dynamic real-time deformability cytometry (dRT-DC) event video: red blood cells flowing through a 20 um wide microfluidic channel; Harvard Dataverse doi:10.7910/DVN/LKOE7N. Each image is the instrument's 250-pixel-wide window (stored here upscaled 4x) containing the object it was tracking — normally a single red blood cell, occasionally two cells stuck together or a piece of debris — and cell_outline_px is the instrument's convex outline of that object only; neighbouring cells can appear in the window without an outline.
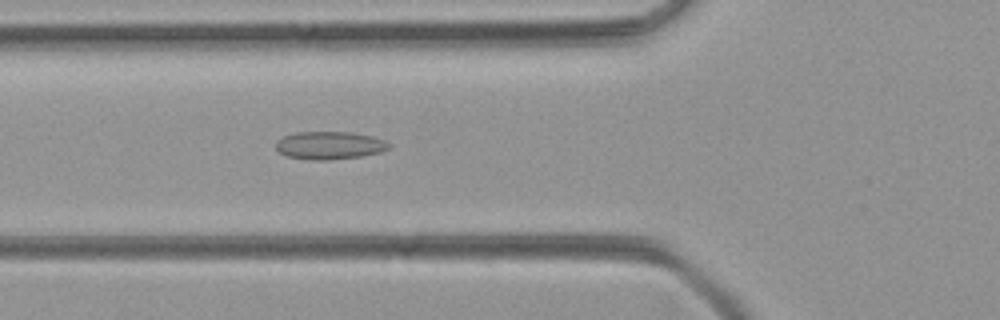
{"species": "common noctule bat (a hibernating species)", "species_latin": "Nyctalus noctula", "temperature_condition": "room temperature", "stored_images_in_passage": 45, "camera_frame_rate_fps": 3000, "um_per_image_px": 0.085, "animal": {"sex": "female", "body_mass_g": 21.9}, "frame": {"image": 1, "passage_image": 18, "time_ms": 5.667, "image_size_px": [1000, 320], "cell_outline_px": [[392, 144], [388, 148], [380, 152], [360, 156], [328, 160], [308, 160], [288, 156], [280, 152], [276, 148], [276, 140], [284, 136], [296, 132], [352, 132], [372, 136], [384, 140]], "centroid_in_image_um": [28.01, 12.35], "position_along_channel_um": 97.8, "area_um2": 18.32}}
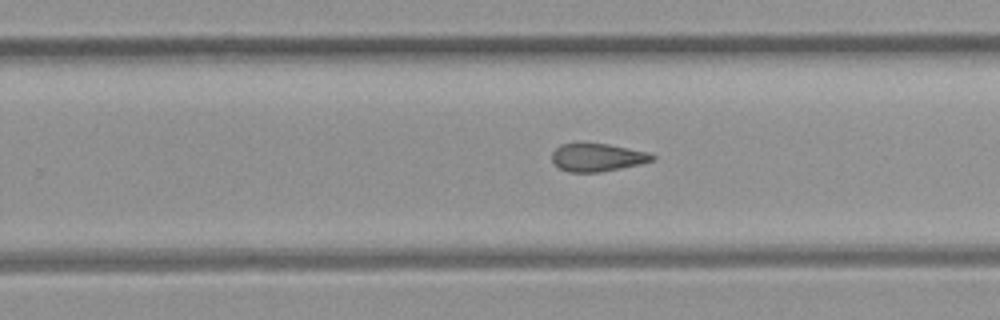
{"frame": {"image": 2, "passage_image": 31, "time_ms": 10.0, "image_size_px": [1000, 320], "cell_outline_px": [[656, 160], [640, 164], [600, 172], [568, 172], [552, 164], [552, 152], [560, 144], [608, 144], [648, 152], [656, 156]], "centroid_in_image_um": [50.78, 13.39], "position_along_channel_um": 279.0, "area_um2": 16.3}}
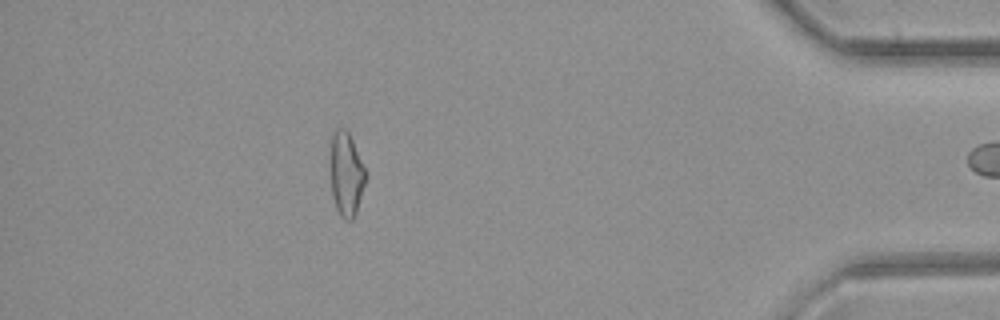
{"frame": {"image": 3, "passage_image": 44, "time_ms": 14.333, "image_size_px": [1000, 320], "cell_outline_px": [[368, 172], [356, 212], [352, 220], [344, 220], [340, 216], [336, 208], [332, 196], [332, 136], [336, 128], [344, 128], [348, 132]], "centroid_in_image_um": [29.47, 14.83], "position_along_channel_um": 405.7, "area_um2": 16.94}}